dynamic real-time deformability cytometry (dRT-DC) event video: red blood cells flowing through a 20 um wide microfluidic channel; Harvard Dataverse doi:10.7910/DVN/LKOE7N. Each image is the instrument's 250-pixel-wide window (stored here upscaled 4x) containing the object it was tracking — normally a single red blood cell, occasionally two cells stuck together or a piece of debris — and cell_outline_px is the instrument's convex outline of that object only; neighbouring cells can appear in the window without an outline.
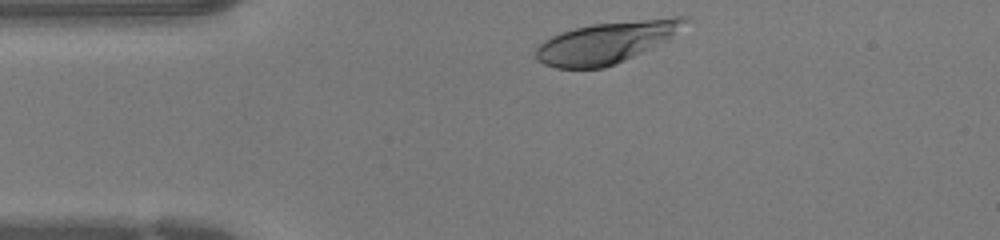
{"species": "human", "species_latin": "Homo sapiens", "temperature_condition": "warm", "stored_images_in_passage": 29, "camera_frame_rate_fps": 3000, "um_per_image_px": 0.085, "donor": {"sex": "female"}, "frame": {"image": 1, "passage_image": 1, "time_ms": 0.0, "image_size_px": [1000, 240], "cell_outline_px": [[688, 20], [668, 40], [616, 64], [604, 68], [556, 68], [544, 64], [536, 60], [536, 48], [544, 40], [560, 32], [592, 24], [676, 16], [684, 16]], "centroid_in_image_um": [51.51, 3.61], "position_along_channel_um": 33.5, "area_um2": 35.72}}
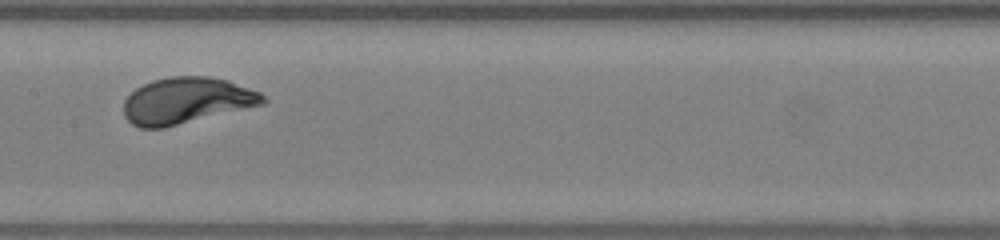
{"frame": {"image": 2, "passage_image": 14, "time_ms": 4.333, "image_size_px": [1000, 240], "cell_outline_px": [[268, 100], [264, 104], [164, 128], [140, 128], [132, 124], [124, 116], [124, 100], [136, 88], [152, 80], [172, 76], [208, 76], [228, 80], [260, 92]], "centroid_in_image_um": [15.86, 8.55], "position_along_channel_um": 191.5, "area_um2": 37.57}}
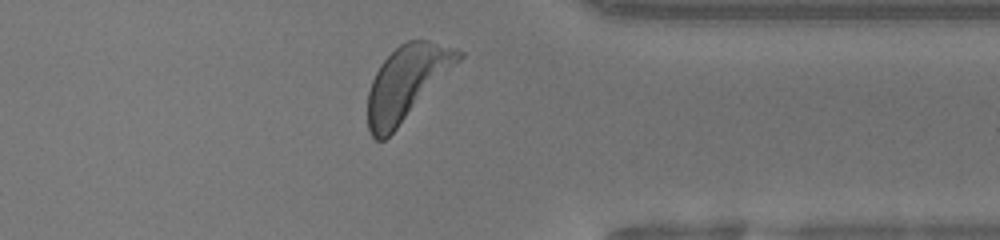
{"frame": {"image": 3, "passage_image": 27, "time_ms": 8.667, "image_size_px": [1000, 240], "cell_outline_px": [[464, 56], [396, 128], [384, 140], [376, 140], [372, 136], [368, 128], [368, 92], [372, 80], [380, 64], [400, 44], [408, 40], [428, 40], [456, 48], [464, 52]], "centroid_in_image_um": [34.56, 7.0], "position_along_channel_um": 376.8, "area_um2": 38.26}}